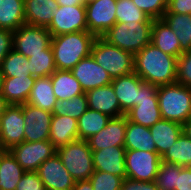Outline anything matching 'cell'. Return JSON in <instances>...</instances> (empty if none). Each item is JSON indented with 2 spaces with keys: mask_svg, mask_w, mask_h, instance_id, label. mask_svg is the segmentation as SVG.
I'll use <instances>...</instances> for the list:
<instances>
[{
  "mask_svg": "<svg viewBox=\"0 0 191 190\" xmlns=\"http://www.w3.org/2000/svg\"><path fill=\"white\" fill-rule=\"evenodd\" d=\"M52 35L46 27L23 24L13 32V49L29 58L51 46Z\"/></svg>",
  "mask_w": 191,
  "mask_h": 190,
  "instance_id": "obj_8",
  "label": "cell"
},
{
  "mask_svg": "<svg viewBox=\"0 0 191 190\" xmlns=\"http://www.w3.org/2000/svg\"><path fill=\"white\" fill-rule=\"evenodd\" d=\"M57 101L53 92L51 76L36 77L26 103L53 112L54 105Z\"/></svg>",
  "mask_w": 191,
  "mask_h": 190,
  "instance_id": "obj_26",
  "label": "cell"
},
{
  "mask_svg": "<svg viewBox=\"0 0 191 190\" xmlns=\"http://www.w3.org/2000/svg\"><path fill=\"white\" fill-rule=\"evenodd\" d=\"M154 19L146 22H116L102 38L135 55L151 42Z\"/></svg>",
  "mask_w": 191,
  "mask_h": 190,
  "instance_id": "obj_3",
  "label": "cell"
},
{
  "mask_svg": "<svg viewBox=\"0 0 191 190\" xmlns=\"http://www.w3.org/2000/svg\"><path fill=\"white\" fill-rule=\"evenodd\" d=\"M120 190H159L155 181H137L130 178H124Z\"/></svg>",
  "mask_w": 191,
  "mask_h": 190,
  "instance_id": "obj_44",
  "label": "cell"
},
{
  "mask_svg": "<svg viewBox=\"0 0 191 190\" xmlns=\"http://www.w3.org/2000/svg\"><path fill=\"white\" fill-rule=\"evenodd\" d=\"M3 79H4V76L2 75L1 70H0V95L2 93Z\"/></svg>",
  "mask_w": 191,
  "mask_h": 190,
  "instance_id": "obj_51",
  "label": "cell"
},
{
  "mask_svg": "<svg viewBox=\"0 0 191 190\" xmlns=\"http://www.w3.org/2000/svg\"><path fill=\"white\" fill-rule=\"evenodd\" d=\"M89 180L92 183L93 190H120L123 178L95 170Z\"/></svg>",
  "mask_w": 191,
  "mask_h": 190,
  "instance_id": "obj_39",
  "label": "cell"
},
{
  "mask_svg": "<svg viewBox=\"0 0 191 190\" xmlns=\"http://www.w3.org/2000/svg\"><path fill=\"white\" fill-rule=\"evenodd\" d=\"M94 1H96V0H83V4L88 5V4H90V3L94 2Z\"/></svg>",
  "mask_w": 191,
  "mask_h": 190,
  "instance_id": "obj_52",
  "label": "cell"
},
{
  "mask_svg": "<svg viewBox=\"0 0 191 190\" xmlns=\"http://www.w3.org/2000/svg\"><path fill=\"white\" fill-rule=\"evenodd\" d=\"M47 29L52 36L78 31H88L86 6H59L54 12L53 19Z\"/></svg>",
  "mask_w": 191,
  "mask_h": 190,
  "instance_id": "obj_11",
  "label": "cell"
},
{
  "mask_svg": "<svg viewBox=\"0 0 191 190\" xmlns=\"http://www.w3.org/2000/svg\"><path fill=\"white\" fill-rule=\"evenodd\" d=\"M88 109L86 94H81L72 99L57 101L53 108V115L69 116L76 120Z\"/></svg>",
  "mask_w": 191,
  "mask_h": 190,
  "instance_id": "obj_36",
  "label": "cell"
},
{
  "mask_svg": "<svg viewBox=\"0 0 191 190\" xmlns=\"http://www.w3.org/2000/svg\"><path fill=\"white\" fill-rule=\"evenodd\" d=\"M126 126L125 115L111 118L105 128L87 139L89 148L96 151L111 146H124Z\"/></svg>",
  "mask_w": 191,
  "mask_h": 190,
  "instance_id": "obj_17",
  "label": "cell"
},
{
  "mask_svg": "<svg viewBox=\"0 0 191 190\" xmlns=\"http://www.w3.org/2000/svg\"><path fill=\"white\" fill-rule=\"evenodd\" d=\"M124 146H111L92 151L94 169L126 178Z\"/></svg>",
  "mask_w": 191,
  "mask_h": 190,
  "instance_id": "obj_18",
  "label": "cell"
},
{
  "mask_svg": "<svg viewBox=\"0 0 191 190\" xmlns=\"http://www.w3.org/2000/svg\"><path fill=\"white\" fill-rule=\"evenodd\" d=\"M90 55L112 79L134 72V55L111 45L102 37L94 40Z\"/></svg>",
  "mask_w": 191,
  "mask_h": 190,
  "instance_id": "obj_5",
  "label": "cell"
},
{
  "mask_svg": "<svg viewBox=\"0 0 191 190\" xmlns=\"http://www.w3.org/2000/svg\"><path fill=\"white\" fill-rule=\"evenodd\" d=\"M36 172L46 190H72L76 182L57 153L44 161Z\"/></svg>",
  "mask_w": 191,
  "mask_h": 190,
  "instance_id": "obj_15",
  "label": "cell"
},
{
  "mask_svg": "<svg viewBox=\"0 0 191 190\" xmlns=\"http://www.w3.org/2000/svg\"><path fill=\"white\" fill-rule=\"evenodd\" d=\"M35 79L34 76L4 77L1 95L5 102L16 105L25 104Z\"/></svg>",
  "mask_w": 191,
  "mask_h": 190,
  "instance_id": "obj_23",
  "label": "cell"
},
{
  "mask_svg": "<svg viewBox=\"0 0 191 190\" xmlns=\"http://www.w3.org/2000/svg\"><path fill=\"white\" fill-rule=\"evenodd\" d=\"M160 163L161 156L157 152L126 150V177L137 181H155Z\"/></svg>",
  "mask_w": 191,
  "mask_h": 190,
  "instance_id": "obj_9",
  "label": "cell"
},
{
  "mask_svg": "<svg viewBox=\"0 0 191 190\" xmlns=\"http://www.w3.org/2000/svg\"><path fill=\"white\" fill-rule=\"evenodd\" d=\"M24 115V141L49 140L53 113L30 104H22Z\"/></svg>",
  "mask_w": 191,
  "mask_h": 190,
  "instance_id": "obj_14",
  "label": "cell"
},
{
  "mask_svg": "<svg viewBox=\"0 0 191 190\" xmlns=\"http://www.w3.org/2000/svg\"><path fill=\"white\" fill-rule=\"evenodd\" d=\"M176 83L191 88V50L177 58Z\"/></svg>",
  "mask_w": 191,
  "mask_h": 190,
  "instance_id": "obj_41",
  "label": "cell"
},
{
  "mask_svg": "<svg viewBox=\"0 0 191 190\" xmlns=\"http://www.w3.org/2000/svg\"><path fill=\"white\" fill-rule=\"evenodd\" d=\"M25 171H37L48 158L57 153V148L49 141L22 142L10 150Z\"/></svg>",
  "mask_w": 191,
  "mask_h": 190,
  "instance_id": "obj_10",
  "label": "cell"
},
{
  "mask_svg": "<svg viewBox=\"0 0 191 190\" xmlns=\"http://www.w3.org/2000/svg\"><path fill=\"white\" fill-rule=\"evenodd\" d=\"M50 76L53 92L59 101L72 99L75 96L85 93L71 71L56 69Z\"/></svg>",
  "mask_w": 191,
  "mask_h": 190,
  "instance_id": "obj_28",
  "label": "cell"
},
{
  "mask_svg": "<svg viewBox=\"0 0 191 190\" xmlns=\"http://www.w3.org/2000/svg\"><path fill=\"white\" fill-rule=\"evenodd\" d=\"M96 36L88 31H78L52 36L51 47L56 69L70 71L81 59L91 54Z\"/></svg>",
  "mask_w": 191,
  "mask_h": 190,
  "instance_id": "obj_2",
  "label": "cell"
},
{
  "mask_svg": "<svg viewBox=\"0 0 191 190\" xmlns=\"http://www.w3.org/2000/svg\"><path fill=\"white\" fill-rule=\"evenodd\" d=\"M4 151H5V149L0 145V157L3 154Z\"/></svg>",
  "mask_w": 191,
  "mask_h": 190,
  "instance_id": "obj_53",
  "label": "cell"
},
{
  "mask_svg": "<svg viewBox=\"0 0 191 190\" xmlns=\"http://www.w3.org/2000/svg\"><path fill=\"white\" fill-rule=\"evenodd\" d=\"M1 118L0 145L5 150L24 142V115L22 104H8Z\"/></svg>",
  "mask_w": 191,
  "mask_h": 190,
  "instance_id": "obj_12",
  "label": "cell"
},
{
  "mask_svg": "<svg viewBox=\"0 0 191 190\" xmlns=\"http://www.w3.org/2000/svg\"><path fill=\"white\" fill-rule=\"evenodd\" d=\"M117 0H96L86 6L88 32L102 37L116 22Z\"/></svg>",
  "mask_w": 191,
  "mask_h": 190,
  "instance_id": "obj_13",
  "label": "cell"
},
{
  "mask_svg": "<svg viewBox=\"0 0 191 190\" xmlns=\"http://www.w3.org/2000/svg\"><path fill=\"white\" fill-rule=\"evenodd\" d=\"M165 13L190 14L191 0H168Z\"/></svg>",
  "mask_w": 191,
  "mask_h": 190,
  "instance_id": "obj_45",
  "label": "cell"
},
{
  "mask_svg": "<svg viewBox=\"0 0 191 190\" xmlns=\"http://www.w3.org/2000/svg\"><path fill=\"white\" fill-rule=\"evenodd\" d=\"M142 82L143 80L135 72L112 79L111 84L118 98L120 108L124 113L137 106Z\"/></svg>",
  "mask_w": 191,
  "mask_h": 190,
  "instance_id": "obj_20",
  "label": "cell"
},
{
  "mask_svg": "<svg viewBox=\"0 0 191 190\" xmlns=\"http://www.w3.org/2000/svg\"><path fill=\"white\" fill-rule=\"evenodd\" d=\"M177 57L164 53L151 42L134 55V72L155 86L176 83Z\"/></svg>",
  "mask_w": 191,
  "mask_h": 190,
  "instance_id": "obj_1",
  "label": "cell"
},
{
  "mask_svg": "<svg viewBox=\"0 0 191 190\" xmlns=\"http://www.w3.org/2000/svg\"><path fill=\"white\" fill-rule=\"evenodd\" d=\"M25 172L11 152L5 150L0 157V190H16Z\"/></svg>",
  "mask_w": 191,
  "mask_h": 190,
  "instance_id": "obj_29",
  "label": "cell"
},
{
  "mask_svg": "<svg viewBox=\"0 0 191 190\" xmlns=\"http://www.w3.org/2000/svg\"><path fill=\"white\" fill-rule=\"evenodd\" d=\"M176 190H191V167H182L180 174H177Z\"/></svg>",
  "mask_w": 191,
  "mask_h": 190,
  "instance_id": "obj_46",
  "label": "cell"
},
{
  "mask_svg": "<svg viewBox=\"0 0 191 190\" xmlns=\"http://www.w3.org/2000/svg\"><path fill=\"white\" fill-rule=\"evenodd\" d=\"M25 23L24 0H0V29L14 32Z\"/></svg>",
  "mask_w": 191,
  "mask_h": 190,
  "instance_id": "obj_30",
  "label": "cell"
},
{
  "mask_svg": "<svg viewBox=\"0 0 191 190\" xmlns=\"http://www.w3.org/2000/svg\"><path fill=\"white\" fill-rule=\"evenodd\" d=\"M134 4L150 18L162 19L167 11L168 0H132Z\"/></svg>",
  "mask_w": 191,
  "mask_h": 190,
  "instance_id": "obj_40",
  "label": "cell"
},
{
  "mask_svg": "<svg viewBox=\"0 0 191 190\" xmlns=\"http://www.w3.org/2000/svg\"><path fill=\"white\" fill-rule=\"evenodd\" d=\"M110 116L99 111L87 109L77 120L78 139L87 140L108 124Z\"/></svg>",
  "mask_w": 191,
  "mask_h": 190,
  "instance_id": "obj_32",
  "label": "cell"
},
{
  "mask_svg": "<svg viewBox=\"0 0 191 190\" xmlns=\"http://www.w3.org/2000/svg\"><path fill=\"white\" fill-rule=\"evenodd\" d=\"M161 161L191 167V140L182 132L173 146L161 157Z\"/></svg>",
  "mask_w": 191,
  "mask_h": 190,
  "instance_id": "obj_33",
  "label": "cell"
},
{
  "mask_svg": "<svg viewBox=\"0 0 191 190\" xmlns=\"http://www.w3.org/2000/svg\"><path fill=\"white\" fill-rule=\"evenodd\" d=\"M59 6L84 5L83 0H56Z\"/></svg>",
  "mask_w": 191,
  "mask_h": 190,
  "instance_id": "obj_48",
  "label": "cell"
},
{
  "mask_svg": "<svg viewBox=\"0 0 191 190\" xmlns=\"http://www.w3.org/2000/svg\"><path fill=\"white\" fill-rule=\"evenodd\" d=\"M182 171L181 165L161 161L155 183L159 190H176L177 174Z\"/></svg>",
  "mask_w": 191,
  "mask_h": 190,
  "instance_id": "obj_37",
  "label": "cell"
},
{
  "mask_svg": "<svg viewBox=\"0 0 191 190\" xmlns=\"http://www.w3.org/2000/svg\"><path fill=\"white\" fill-rule=\"evenodd\" d=\"M157 92L158 86L143 81L140 84V97L137 106L125 113L127 120L148 128L161 120Z\"/></svg>",
  "mask_w": 191,
  "mask_h": 190,
  "instance_id": "obj_7",
  "label": "cell"
},
{
  "mask_svg": "<svg viewBox=\"0 0 191 190\" xmlns=\"http://www.w3.org/2000/svg\"><path fill=\"white\" fill-rule=\"evenodd\" d=\"M182 132L191 140V117L182 125Z\"/></svg>",
  "mask_w": 191,
  "mask_h": 190,
  "instance_id": "obj_49",
  "label": "cell"
},
{
  "mask_svg": "<svg viewBox=\"0 0 191 190\" xmlns=\"http://www.w3.org/2000/svg\"><path fill=\"white\" fill-rule=\"evenodd\" d=\"M72 190H93L90 180L76 181Z\"/></svg>",
  "mask_w": 191,
  "mask_h": 190,
  "instance_id": "obj_47",
  "label": "cell"
},
{
  "mask_svg": "<svg viewBox=\"0 0 191 190\" xmlns=\"http://www.w3.org/2000/svg\"><path fill=\"white\" fill-rule=\"evenodd\" d=\"M58 7L56 0H24L26 24L47 28Z\"/></svg>",
  "mask_w": 191,
  "mask_h": 190,
  "instance_id": "obj_21",
  "label": "cell"
},
{
  "mask_svg": "<svg viewBox=\"0 0 191 190\" xmlns=\"http://www.w3.org/2000/svg\"><path fill=\"white\" fill-rule=\"evenodd\" d=\"M13 49V32L7 29H0V67L2 61Z\"/></svg>",
  "mask_w": 191,
  "mask_h": 190,
  "instance_id": "obj_43",
  "label": "cell"
},
{
  "mask_svg": "<svg viewBox=\"0 0 191 190\" xmlns=\"http://www.w3.org/2000/svg\"><path fill=\"white\" fill-rule=\"evenodd\" d=\"M85 94L89 109L107 114L111 118L125 115L120 108L112 84L89 90Z\"/></svg>",
  "mask_w": 191,
  "mask_h": 190,
  "instance_id": "obj_19",
  "label": "cell"
},
{
  "mask_svg": "<svg viewBox=\"0 0 191 190\" xmlns=\"http://www.w3.org/2000/svg\"><path fill=\"white\" fill-rule=\"evenodd\" d=\"M162 20L174 31L182 52L191 50V15L165 13Z\"/></svg>",
  "mask_w": 191,
  "mask_h": 190,
  "instance_id": "obj_31",
  "label": "cell"
},
{
  "mask_svg": "<svg viewBox=\"0 0 191 190\" xmlns=\"http://www.w3.org/2000/svg\"><path fill=\"white\" fill-rule=\"evenodd\" d=\"M149 129L156 146V151L161 157L173 146L182 133L181 124L166 119L159 120Z\"/></svg>",
  "mask_w": 191,
  "mask_h": 190,
  "instance_id": "obj_24",
  "label": "cell"
},
{
  "mask_svg": "<svg viewBox=\"0 0 191 190\" xmlns=\"http://www.w3.org/2000/svg\"><path fill=\"white\" fill-rule=\"evenodd\" d=\"M30 65V74L34 77L50 76L55 70V62L52 47L43 50V53H37L28 58Z\"/></svg>",
  "mask_w": 191,
  "mask_h": 190,
  "instance_id": "obj_35",
  "label": "cell"
},
{
  "mask_svg": "<svg viewBox=\"0 0 191 190\" xmlns=\"http://www.w3.org/2000/svg\"><path fill=\"white\" fill-rule=\"evenodd\" d=\"M8 104L5 102V99L2 95H0V116L3 114L5 107Z\"/></svg>",
  "mask_w": 191,
  "mask_h": 190,
  "instance_id": "obj_50",
  "label": "cell"
},
{
  "mask_svg": "<svg viewBox=\"0 0 191 190\" xmlns=\"http://www.w3.org/2000/svg\"><path fill=\"white\" fill-rule=\"evenodd\" d=\"M0 70L4 77L31 76L28 58L15 49L4 58Z\"/></svg>",
  "mask_w": 191,
  "mask_h": 190,
  "instance_id": "obj_34",
  "label": "cell"
},
{
  "mask_svg": "<svg viewBox=\"0 0 191 190\" xmlns=\"http://www.w3.org/2000/svg\"><path fill=\"white\" fill-rule=\"evenodd\" d=\"M150 17L141 11L132 0H117V22H146Z\"/></svg>",
  "mask_w": 191,
  "mask_h": 190,
  "instance_id": "obj_38",
  "label": "cell"
},
{
  "mask_svg": "<svg viewBox=\"0 0 191 190\" xmlns=\"http://www.w3.org/2000/svg\"><path fill=\"white\" fill-rule=\"evenodd\" d=\"M78 140V123L69 116L53 115L49 141L58 149Z\"/></svg>",
  "mask_w": 191,
  "mask_h": 190,
  "instance_id": "obj_22",
  "label": "cell"
},
{
  "mask_svg": "<svg viewBox=\"0 0 191 190\" xmlns=\"http://www.w3.org/2000/svg\"><path fill=\"white\" fill-rule=\"evenodd\" d=\"M57 154L75 181L89 180L95 171L87 140L78 139L59 147Z\"/></svg>",
  "mask_w": 191,
  "mask_h": 190,
  "instance_id": "obj_6",
  "label": "cell"
},
{
  "mask_svg": "<svg viewBox=\"0 0 191 190\" xmlns=\"http://www.w3.org/2000/svg\"><path fill=\"white\" fill-rule=\"evenodd\" d=\"M124 147L126 150L157 152L148 127L127 120Z\"/></svg>",
  "mask_w": 191,
  "mask_h": 190,
  "instance_id": "obj_27",
  "label": "cell"
},
{
  "mask_svg": "<svg viewBox=\"0 0 191 190\" xmlns=\"http://www.w3.org/2000/svg\"><path fill=\"white\" fill-rule=\"evenodd\" d=\"M162 119L183 125L191 117V88L174 83L158 86Z\"/></svg>",
  "mask_w": 191,
  "mask_h": 190,
  "instance_id": "obj_4",
  "label": "cell"
},
{
  "mask_svg": "<svg viewBox=\"0 0 191 190\" xmlns=\"http://www.w3.org/2000/svg\"><path fill=\"white\" fill-rule=\"evenodd\" d=\"M16 190H46L36 171H26L16 186Z\"/></svg>",
  "mask_w": 191,
  "mask_h": 190,
  "instance_id": "obj_42",
  "label": "cell"
},
{
  "mask_svg": "<svg viewBox=\"0 0 191 190\" xmlns=\"http://www.w3.org/2000/svg\"><path fill=\"white\" fill-rule=\"evenodd\" d=\"M151 43L164 53L177 58L183 53L178 37L162 19L153 21Z\"/></svg>",
  "mask_w": 191,
  "mask_h": 190,
  "instance_id": "obj_25",
  "label": "cell"
},
{
  "mask_svg": "<svg viewBox=\"0 0 191 190\" xmlns=\"http://www.w3.org/2000/svg\"><path fill=\"white\" fill-rule=\"evenodd\" d=\"M84 92L111 84L112 78L90 55L81 59L71 70Z\"/></svg>",
  "mask_w": 191,
  "mask_h": 190,
  "instance_id": "obj_16",
  "label": "cell"
}]
</instances>
